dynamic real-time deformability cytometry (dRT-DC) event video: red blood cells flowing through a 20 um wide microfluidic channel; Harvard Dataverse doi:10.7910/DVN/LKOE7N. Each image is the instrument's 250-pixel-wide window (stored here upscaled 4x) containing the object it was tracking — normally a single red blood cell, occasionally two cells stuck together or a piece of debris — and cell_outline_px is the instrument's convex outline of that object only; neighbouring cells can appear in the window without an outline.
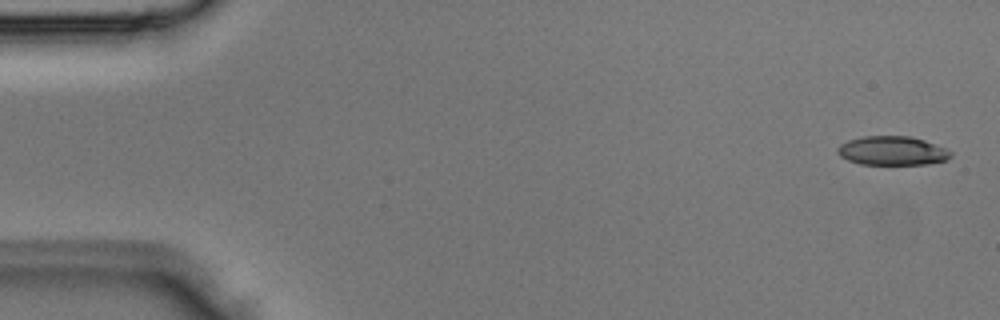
{"species": "Egyptian fruit bat (a non-hibernating species)", "species_latin": "Rousettus aegyptiacus", "temperature_condition": "room temperature", "stored_images_in_passage": 3, "segment_of_instrument_passage": [2, 2], "camera_frame_rate_fps": 3000, "um_per_image_px": 0.085, "animal": {"sex": "male"}, "frame": {"image": 1, "passage_image": 3, "time_ms": 0.667, "image_size_px": [1000, 320], "cell_outline_px": [[952, 156], [944, 160], [928, 164], [860, 164], [848, 160], [840, 156], [836, 152], [836, 148], [840, 144], [848, 140], [864, 136], [908, 136], [924, 140], [944, 148], [952, 152]], "centroid_in_image_um": [75.8, 12.81], "position_along_channel_um": 9.2, "area_um2": 19.02}}